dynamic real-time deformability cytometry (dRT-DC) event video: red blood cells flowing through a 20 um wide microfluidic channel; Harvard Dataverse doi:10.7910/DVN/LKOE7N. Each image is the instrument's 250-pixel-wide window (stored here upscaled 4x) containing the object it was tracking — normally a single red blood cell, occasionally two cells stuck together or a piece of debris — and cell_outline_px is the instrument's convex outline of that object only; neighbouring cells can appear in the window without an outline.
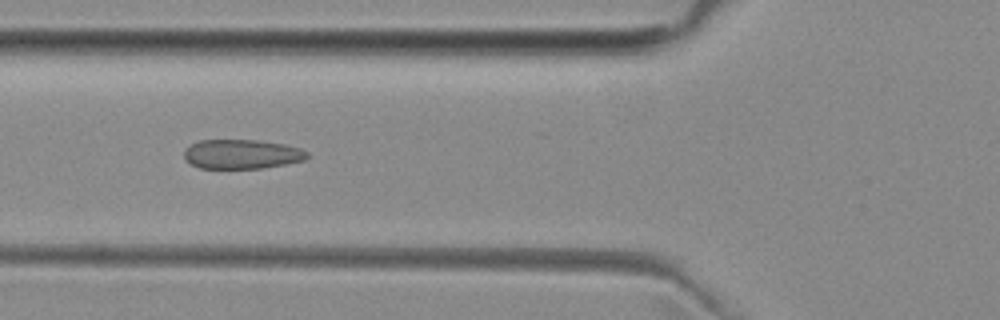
{"species": "common noctule bat (a hibernating species)", "species_latin": "Nyctalus noctula", "temperature_condition": "room temperature", "stored_images_in_passage": 8, "camera_frame_rate_fps": 3000, "um_per_image_px": 0.085, "animal": {"sex": "female", "body_mass_g": 29.2, "forearm_length_mm": 56.3}, "frame": {"image": 1, "passage_image": 6, "time_ms": 5.667, "image_size_px": [1000, 320], "cell_outline_px": [[308, 156], [304, 160], [264, 168], [200, 168], [184, 160], [184, 148], [200, 140], [256, 140], [284, 144], [300, 148], [308, 152]], "centroid_in_image_um": [20.53, 13.1], "position_along_channel_um": 105.3, "area_um2": 21.04}}
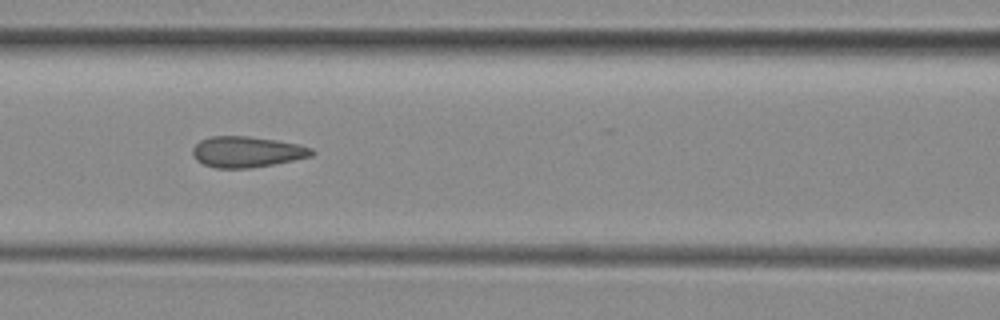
{"frame": {"image": 2, "passage_image": 7, "time_ms": 6.667, "image_size_px": [1000, 320], "cell_outline_px": [[316, 152], [312, 156], [272, 164], [248, 168], [216, 168], [204, 164], [196, 160], [192, 156], [192, 148], [200, 140], [212, 136], [248, 136], [276, 140], [300, 144], [312, 148]], "centroid_in_image_um": [20.98, 12.9], "position_along_channel_um": 145.6, "area_um2": 21.44}}
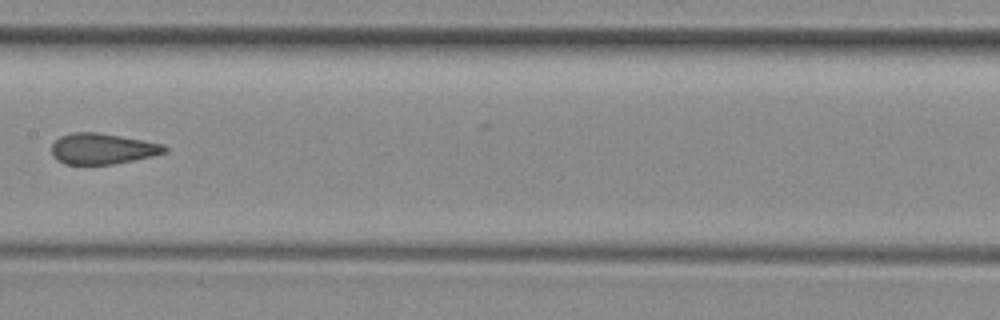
{"frame": {"image": 3, "passage_image": 8, "time_ms": 8.0, "image_size_px": [1000, 320], "cell_outline_px": [[168, 152], [152, 156], [112, 164], [64, 164], [56, 160], [52, 156], [52, 144], [60, 136], [72, 132], [96, 132], [120, 136], [164, 144], [168, 148]], "centroid_in_image_um": [8.69, 12.64], "position_along_channel_um": 198.7, "area_um2": 20.29}}